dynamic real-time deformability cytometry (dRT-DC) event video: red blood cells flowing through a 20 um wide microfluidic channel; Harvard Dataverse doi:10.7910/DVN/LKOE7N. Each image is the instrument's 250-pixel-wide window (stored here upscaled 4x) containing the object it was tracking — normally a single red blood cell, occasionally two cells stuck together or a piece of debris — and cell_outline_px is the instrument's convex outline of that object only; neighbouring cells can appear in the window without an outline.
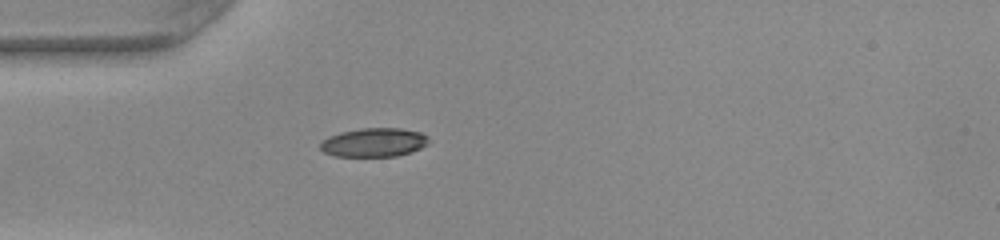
{"species": "common noctule bat (a hibernating species)", "species_latin": "Nyctalus noctula", "temperature_condition": "warm", "stored_images_in_passage": 31, "camera_frame_rate_fps": 3000, "um_per_image_px": 0.085, "animal": {"sex": "female", "body_mass_g": 22.0, "forearm_length_mm": 56.7}, "frame": {"image": 1, "passage_image": 1, "time_ms": 0.0, "image_size_px": [1000, 240], "cell_outline_px": [[428, 144], [412, 152], [396, 156], [336, 156], [324, 152], [320, 148], [320, 144], [328, 136], [340, 132], [360, 128], [400, 128], [420, 132], [428, 136]], "centroid_in_image_um": [31.79, 12.1], "position_along_channel_um": 53.2, "area_um2": 18.21}}
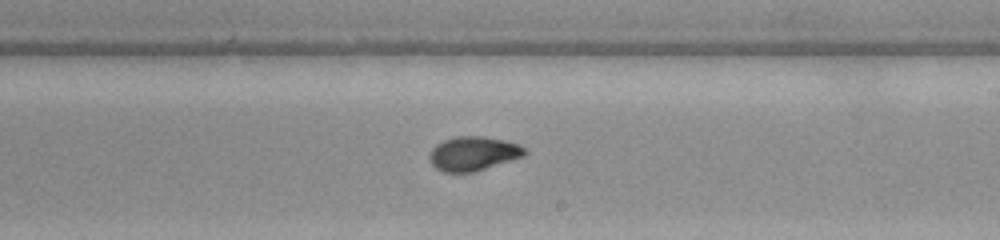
{"frame": {"image": 2, "passage_image": 16, "time_ms": 5.0, "image_size_px": [1000, 240], "cell_outline_px": [[528, 152], [524, 156], [472, 172], [444, 172], [436, 168], [432, 164], [428, 156], [432, 148], [436, 144], [444, 140], [456, 136], [484, 136], [520, 144]], "centroid_in_image_um": [40.21, 13.04], "position_along_channel_um": 248.8, "area_um2": 18.84}}
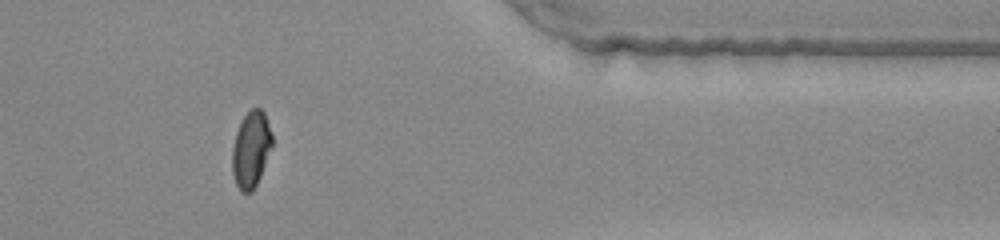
{"frame": {"image": 3, "passage_image": 28, "time_ms": 9.0, "image_size_px": [1000, 240], "cell_outline_px": [[272, 148], [260, 176], [252, 192], [240, 192], [236, 184], [232, 172], [232, 148], [236, 132], [244, 116], [252, 108], [260, 108], [264, 112], [272, 132]], "centroid_in_image_um": [21.34, 12.7], "position_along_channel_um": 390.1, "area_um2": 17.74}, "authors_computed_cell_mechanics": {"area_um2": 18.7272, "velocity_mm_per_s": 4.0662, "shape_relaxation_time_tau1_ms": 5.1703, "shape_relaxation_time_tau2_ms": 1.0541, "deformation_change_tau1": 0.1984, "deformation_change_tau2": 0.053}}